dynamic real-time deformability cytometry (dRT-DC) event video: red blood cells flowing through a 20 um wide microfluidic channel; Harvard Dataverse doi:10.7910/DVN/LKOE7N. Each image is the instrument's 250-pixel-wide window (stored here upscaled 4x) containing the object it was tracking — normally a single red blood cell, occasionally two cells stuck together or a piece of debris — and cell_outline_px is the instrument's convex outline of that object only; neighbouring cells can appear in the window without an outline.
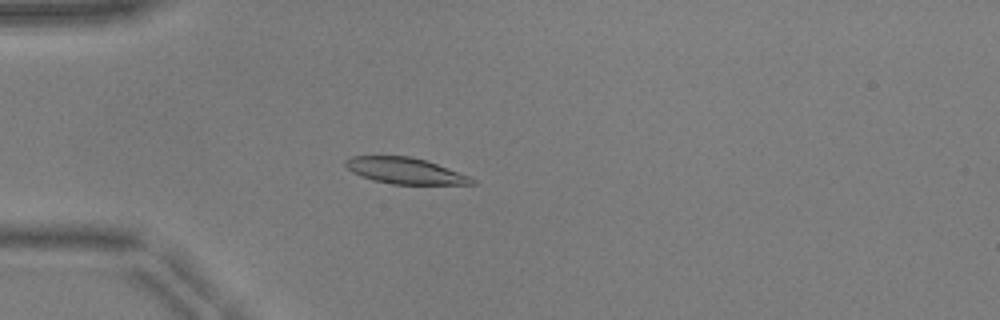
{"species": "common noctule bat (a hibernating species)", "species_latin": "Nyctalus noctula", "temperature_condition": "warm", "stored_images_in_passage": 52, "camera_frame_rate_fps": 3000, "um_per_image_px": 0.085, "animal": {"sex": "male", "body_mass_g": 17.9, "forearm_length_mm": 54.2}, "frame": {"image": 1, "passage_image": 15, "time_ms": 4.667, "image_size_px": [1000, 320], "cell_outline_px": [[476, 184], [392, 184], [372, 180], [360, 176], [352, 172], [344, 164], [344, 160], [352, 156], [408, 156], [424, 160], [436, 164], [468, 176], [476, 180]], "centroid_in_image_um": [34.37, 14.52], "position_along_channel_um": 50.6, "area_um2": 19.02}}
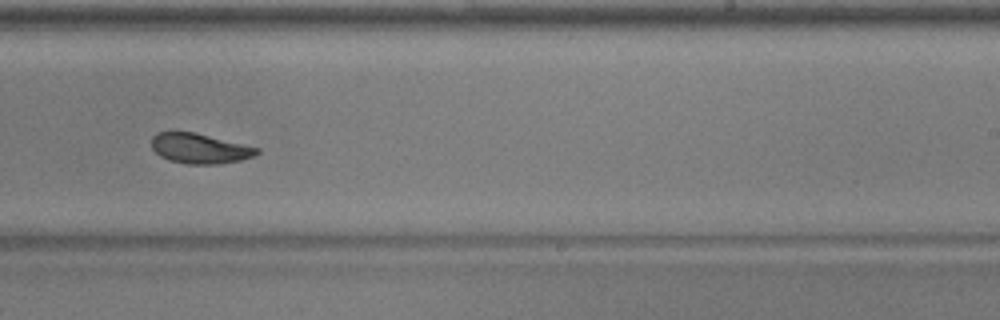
{"frame": {"image": 2, "passage_image": 33, "time_ms": 10.667, "image_size_px": [1000, 320], "cell_outline_px": [[260, 152], [256, 156], [240, 160], [220, 164], [188, 164], [168, 160], [160, 156], [152, 148], [152, 136], [156, 132], [196, 132], [260, 148]], "centroid_in_image_um": [17.0, 12.62], "position_along_channel_um": 272.0, "area_um2": 18.61}}
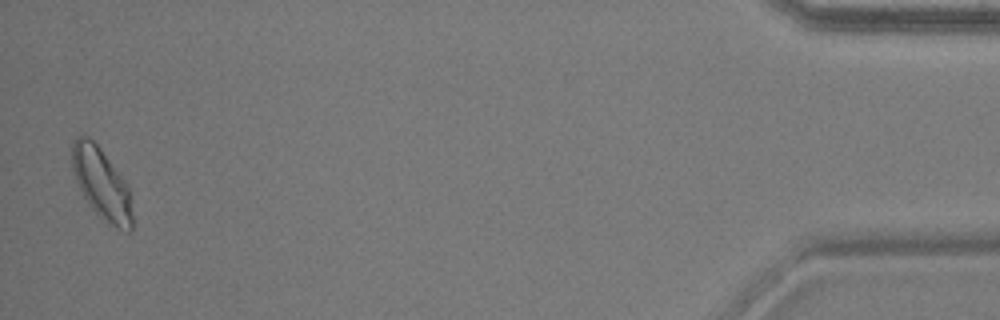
{"frame": {"image": 3, "passage_image": 51, "time_ms": 16.667, "image_size_px": [1000, 320], "cell_outline_px": [[132, 232], [128, 232], [104, 220], [88, 204], [80, 192], [72, 172], [72, 144], [76, 136], [88, 136], [100, 148], [124, 180], [128, 188], [132, 216]], "centroid_in_image_um": [8.59, 15.6], "position_along_channel_um": 426.6, "area_um2": 24.62}, "authors_computed_cell_mechanics": {"area_um2": 19.2474, "velocity_mm_per_s": 3.9265, "shape_relaxation_time_tau1_ms": 2.8551, "shape_relaxation_time_tau2_ms": 2.0979, "deformation_change_tau1": 0.139, "deformation_change_tau2": 0.0506}}